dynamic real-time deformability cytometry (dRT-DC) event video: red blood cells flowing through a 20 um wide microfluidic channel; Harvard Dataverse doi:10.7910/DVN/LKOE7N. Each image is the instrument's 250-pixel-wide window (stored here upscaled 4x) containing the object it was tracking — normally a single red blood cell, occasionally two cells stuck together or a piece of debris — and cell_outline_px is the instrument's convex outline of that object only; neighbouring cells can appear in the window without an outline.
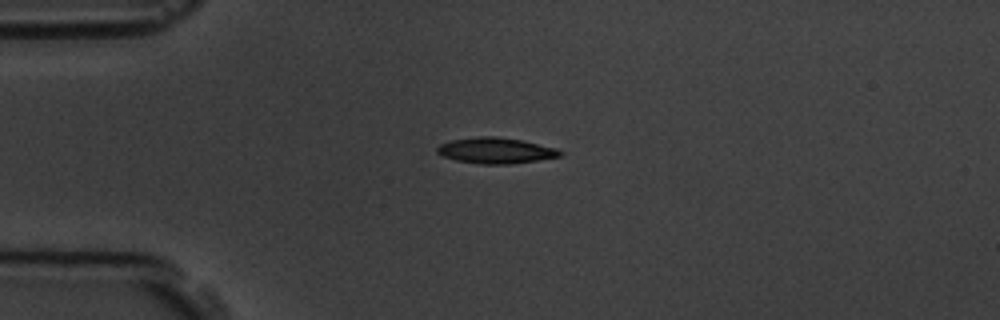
{"species": "common noctule bat (a hibernating species)", "species_latin": "Nyctalus noctula", "temperature_condition": "room temperature", "stored_images_in_passage": 5, "camera_frame_rate_fps": 3000, "um_per_image_px": 0.085, "animal": {"sex": "male", "body_mass_g": 19.5, "forearm_length_mm": 54.6}, "frame": {"image": 1, "passage_image": 4, "time_ms": 3.333, "image_size_px": [1000, 320], "cell_outline_px": [[564, 152], [560, 156], [512, 164], [480, 164], [456, 160], [444, 156], [436, 152], [436, 148], [440, 144], [452, 140], [480, 136], [496, 136], [524, 140], [556, 148]], "centroid_in_image_um": [42.15, 12.79], "position_along_channel_um": 42.9, "area_um2": 18.5}}